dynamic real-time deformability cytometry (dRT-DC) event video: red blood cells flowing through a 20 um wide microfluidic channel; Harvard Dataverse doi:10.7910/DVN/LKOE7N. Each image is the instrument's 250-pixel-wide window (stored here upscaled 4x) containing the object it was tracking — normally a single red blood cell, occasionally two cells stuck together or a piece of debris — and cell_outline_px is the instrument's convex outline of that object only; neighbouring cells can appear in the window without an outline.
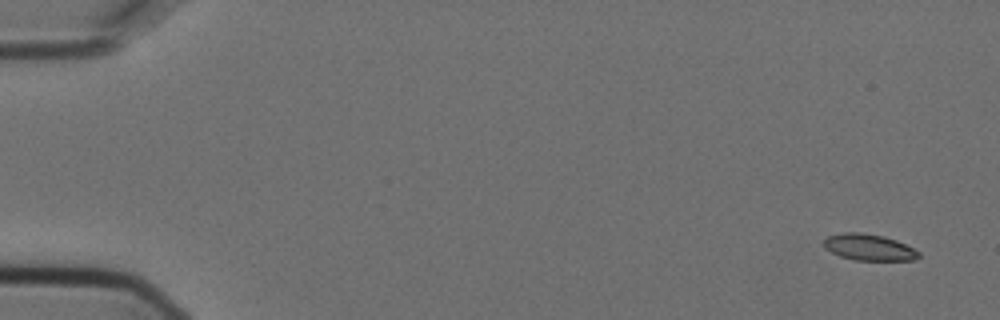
{"species": "Egyptian fruit bat (a non-hibernating species)", "species_latin": "Rousettus aegyptiacus", "temperature_condition": "cold", "stored_images_in_passage": 5, "camera_frame_rate_fps": 3000, "um_per_image_px": 0.085, "animal": {"sex": "female"}, "frame": {"image": 1, "passage_image": 1, "time_ms": 0.0, "image_size_px": [1000, 320], "cell_outline_px": [[920, 256], [916, 260], [852, 260], [840, 256], [824, 248], [824, 240], [828, 236], [840, 232], [860, 232], [884, 236], [896, 240], [920, 252]], "centroid_in_image_um": [73.84, 21.02], "position_along_channel_um": 11.2, "area_um2": 14.62}}
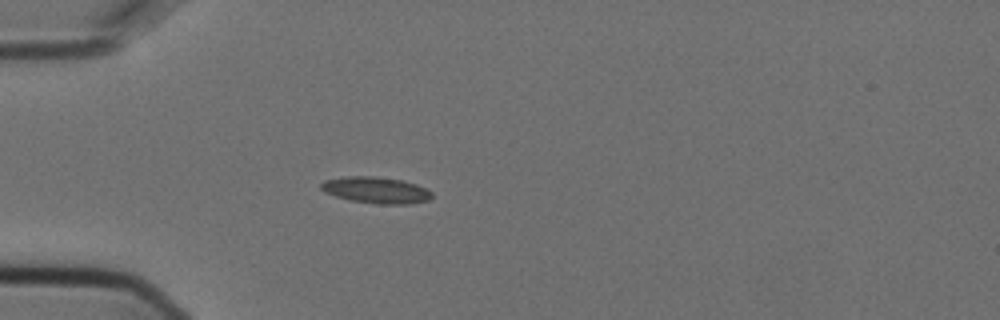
{"frame": {"image": 2, "passage_image": 5, "time_ms": 1.333, "image_size_px": [1000, 320], "cell_outline_px": [[432, 196], [428, 200], [408, 204], [376, 204], [348, 200], [324, 192], [320, 188], [320, 184], [324, 180], [348, 176], [376, 176], [400, 180], [416, 184], [432, 192]], "centroid_in_image_um": [31.93, 16.16], "position_along_channel_um": 53.1, "area_um2": 17.05}}